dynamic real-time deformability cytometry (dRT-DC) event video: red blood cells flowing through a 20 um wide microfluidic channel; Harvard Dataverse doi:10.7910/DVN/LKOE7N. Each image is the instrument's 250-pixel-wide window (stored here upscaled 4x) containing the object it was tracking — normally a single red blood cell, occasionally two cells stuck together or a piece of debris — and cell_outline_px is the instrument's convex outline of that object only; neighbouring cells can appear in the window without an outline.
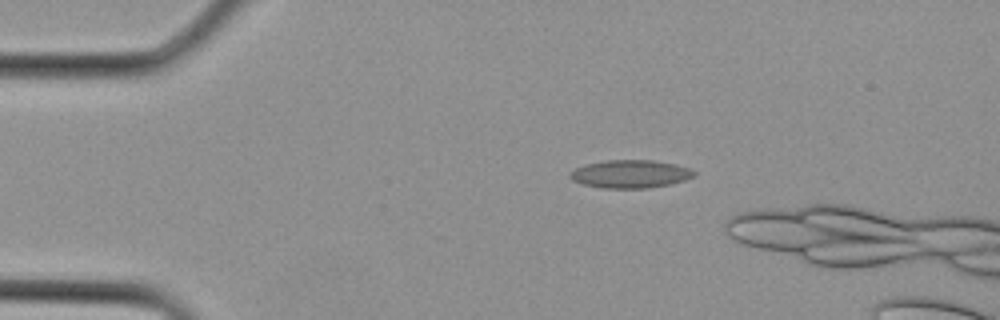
{"species": "Egyptian fruit bat (a non-hibernating species)", "species_latin": "Rousettus aegyptiacus", "temperature_condition": "cold", "stored_images_in_passage": 3, "camera_frame_rate_fps": 3000, "um_per_image_px": 0.085, "animal": {"sex": "female"}, "frame": {"image": 1, "passage_image": 1, "time_ms": 0.0, "image_size_px": [1000, 320], "cell_outline_px": [[696, 176], [684, 180], [668, 184], [648, 188], [600, 188], [584, 184], [572, 180], [568, 176], [576, 168], [588, 164], [608, 160], [652, 160], [676, 164], [688, 168], [696, 172]], "centroid_in_image_um": [53.6, 14.79], "position_along_channel_um": 31.4, "area_um2": 20.06}}